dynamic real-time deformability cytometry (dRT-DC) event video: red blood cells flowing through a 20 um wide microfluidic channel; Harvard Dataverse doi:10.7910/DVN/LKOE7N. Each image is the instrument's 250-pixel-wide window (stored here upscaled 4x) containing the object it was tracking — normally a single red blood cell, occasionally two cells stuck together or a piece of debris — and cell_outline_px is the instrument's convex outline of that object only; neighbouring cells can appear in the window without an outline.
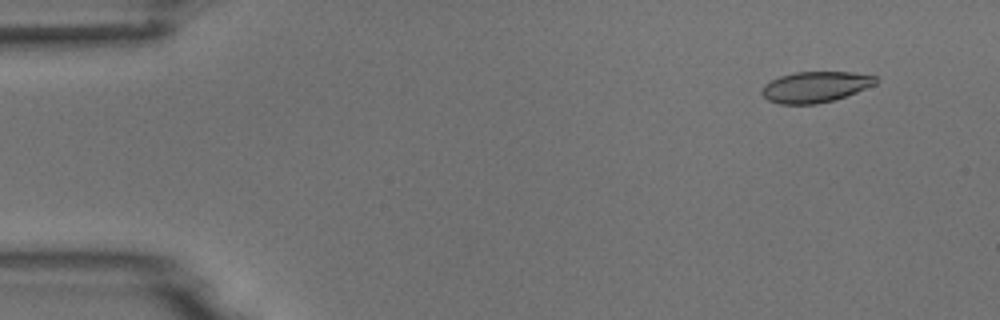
{"species": "common noctule bat (a hibernating species)", "species_latin": "Nyctalus noctula", "temperature_condition": "room temperature", "stored_images_in_passage": 4, "camera_frame_rate_fps": 3000, "um_per_image_px": 0.085, "animal": {"sex": "male", "body_mass_g": 18.8}, "frame": {"image": 1, "passage_image": 2, "time_ms": 1.0, "image_size_px": [1000, 320], "cell_outline_px": [[880, 80], [876, 84], [856, 92], [832, 100], [816, 104], [780, 104], [768, 100], [760, 92], [764, 84], [780, 76], [796, 72], [852, 72], [876, 76]], "centroid_in_image_um": [69.31, 7.38], "position_along_channel_um": 15.7, "area_um2": 20.4}}